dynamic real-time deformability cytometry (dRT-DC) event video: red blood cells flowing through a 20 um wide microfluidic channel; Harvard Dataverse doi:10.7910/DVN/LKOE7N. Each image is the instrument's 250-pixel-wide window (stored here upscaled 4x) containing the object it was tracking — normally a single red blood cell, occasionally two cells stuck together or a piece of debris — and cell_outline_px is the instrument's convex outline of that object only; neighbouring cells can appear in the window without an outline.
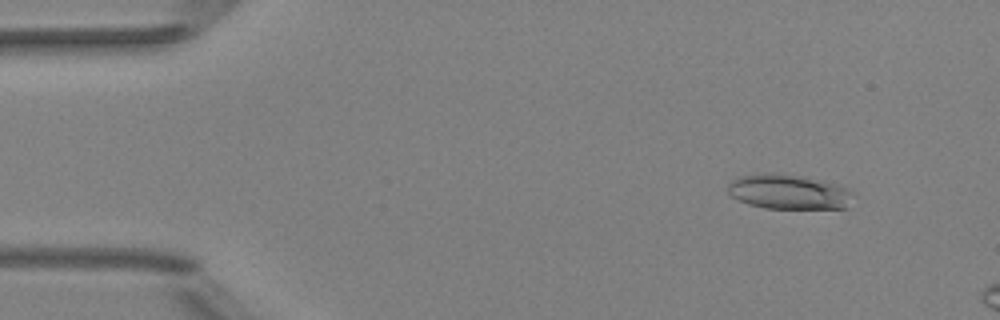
{"species": "Egyptian fruit bat (a non-hibernating species)", "species_latin": "Rousettus aegyptiacus", "temperature_condition": "room temperature", "stored_images_in_passage": 12, "camera_frame_rate_fps": 3000, "um_per_image_px": 0.085, "animal": {"sex": "female"}, "frame": {"image": 1, "passage_image": 6, "time_ms": 1.667, "image_size_px": [1000, 320], "cell_outline_px": [[852, 192], [848, 208], [764, 208], [748, 204], [732, 196], [728, 192], [728, 184], [736, 176], [764, 172], [772, 172], [804, 176], [824, 180], [848, 188]], "centroid_in_image_um": [67.01, 16.28], "position_along_channel_um": 18.0, "area_um2": 25.66}}